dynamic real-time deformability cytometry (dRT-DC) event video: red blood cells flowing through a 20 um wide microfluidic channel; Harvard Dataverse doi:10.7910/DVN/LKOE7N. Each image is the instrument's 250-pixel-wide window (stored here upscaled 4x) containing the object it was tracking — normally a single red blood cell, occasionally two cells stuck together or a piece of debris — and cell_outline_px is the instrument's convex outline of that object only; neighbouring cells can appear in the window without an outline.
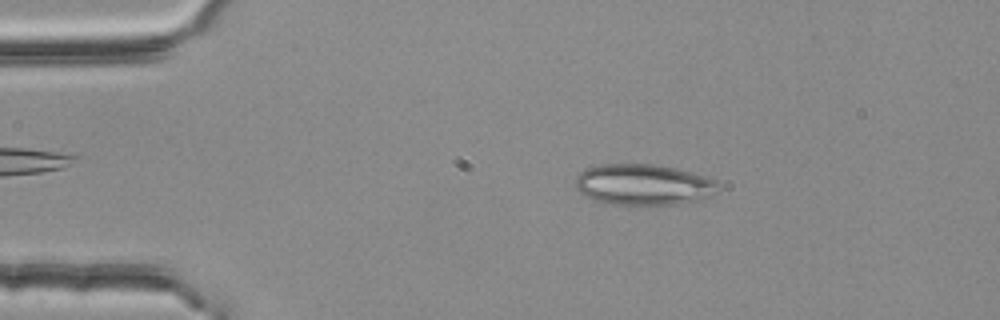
{"species": "common noctule bat (a hibernating species)", "species_latin": "Nyctalus noctula", "temperature_condition": "room temperature", "stored_images_in_passage": 45, "camera_frame_rate_fps": 3000, "um_per_image_px": 0.085, "animal": {"sex": "female", "body_mass_g": 25.1}, "frame": {"image": 1, "passage_image": 9, "time_ms": 2.667, "image_size_px": [1000, 320], "cell_outline_px": [[720, 188], [692, 200], [676, 204], [604, 204], [580, 192], [576, 188], [576, 176], [580, 172], [588, 168], [600, 164], [656, 164], [676, 168], [704, 176], [720, 184]], "centroid_in_image_um": [54.61, 15.67], "position_along_channel_um": 30.4, "area_um2": 33.35}}
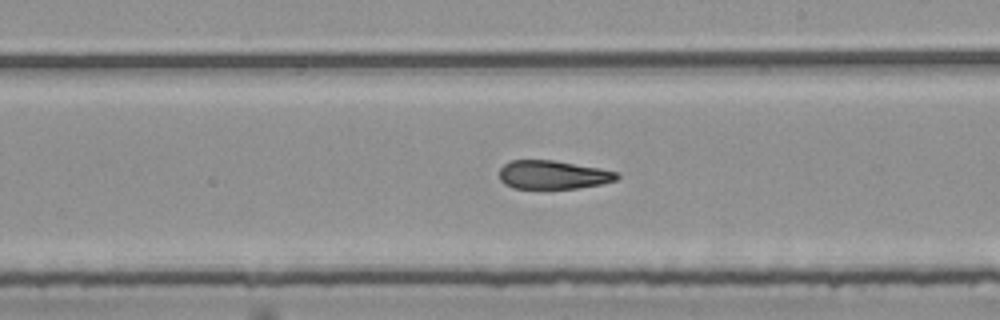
{"frame": {"image": 2, "passage_image": 30, "time_ms": 9.667, "image_size_px": [1000, 320], "cell_outline_px": [[620, 176], [616, 180], [604, 184], [580, 188], [512, 188], [504, 184], [500, 180], [500, 168], [504, 164], [512, 160], [556, 160], [600, 168], [616, 172]], "centroid_in_image_um": [47.02, 14.85], "position_along_channel_um": 242.0, "area_um2": 19.71}}
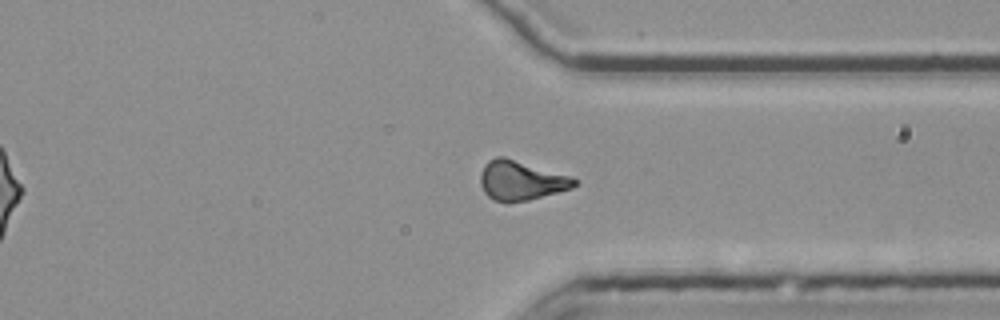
{"frame": {"image": 3, "passage_image": 40, "time_ms": 13.0, "image_size_px": [1000, 320], "cell_outline_px": [[580, 180], [572, 188], [528, 200], [508, 204], [492, 200], [484, 192], [480, 184], [480, 172], [484, 164], [488, 160], [496, 156], [504, 156], [572, 176]], "centroid_in_image_um": [44.27, 15.34], "position_along_channel_um": 367.1, "area_um2": 22.08}, "authors_computed_cell_mechanics": {"area_um2": 21.3282, "velocity_mm_per_s": 3.78, "shape_relaxation_time_tau1_ms": null, "shape_relaxation_time_tau2_ms": 4.6563, "deformation_change_tau1": null, "deformation_change_tau2": 0.1437}}